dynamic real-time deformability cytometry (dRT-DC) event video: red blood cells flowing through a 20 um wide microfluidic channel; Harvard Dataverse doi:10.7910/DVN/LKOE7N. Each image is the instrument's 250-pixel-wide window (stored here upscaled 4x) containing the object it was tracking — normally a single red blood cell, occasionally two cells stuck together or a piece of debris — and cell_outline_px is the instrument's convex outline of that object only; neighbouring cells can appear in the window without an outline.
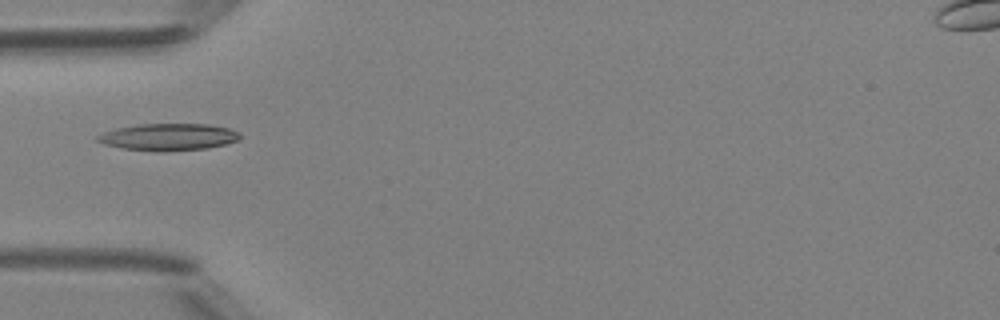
{"species": "Egyptian fruit bat (a non-hibernating species)", "species_latin": "Rousettus aegyptiacus", "temperature_condition": "room temperature", "stored_images_in_passage": 34, "camera_frame_rate_fps": 3000, "um_per_image_px": 0.085, "animal": {"sex": "female"}, "frame": {"image": 1, "passage_image": 1, "time_ms": 0.0, "image_size_px": [1000, 320], "cell_outline_px": [[240, 136], [236, 140], [224, 144], [208, 148], [164, 152], [120, 148], [104, 144], [96, 140], [96, 136], [104, 132], [116, 128], [136, 124], [208, 124], [228, 128], [240, 132]], "centroid_in_image_um": [14.28, 11.64], "position_along_channel_um": 70.7, "area_um2": 22.43}}
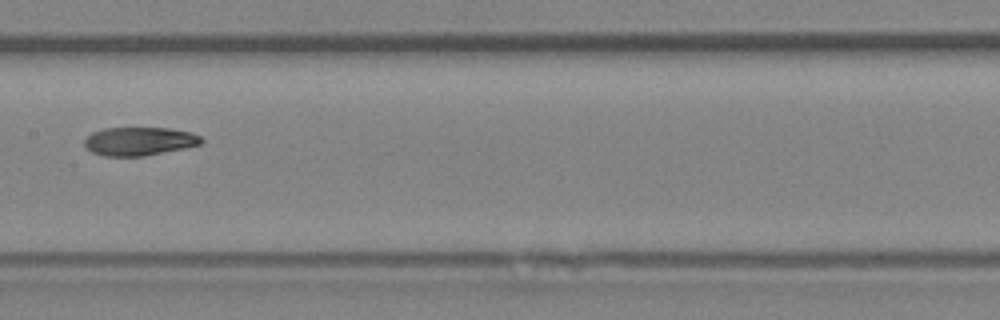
{"frame": {"image": 2, "passage_image": 10, "time_ms": 3.0, "image_size_px": [1000, 320], "cell_outline_px": [[204, 140], [200, 144], [184, 148], [144, 156], [104, 156], [92, 152], [84, 144], [84, 140], [92, 132], [104, 128], [168, 128], [192, 132], [200, 136]], "centroid_in_image_um": [11.84, 12.0], "position_along_channel_um": 195.6, "area_um2": 19.31}}
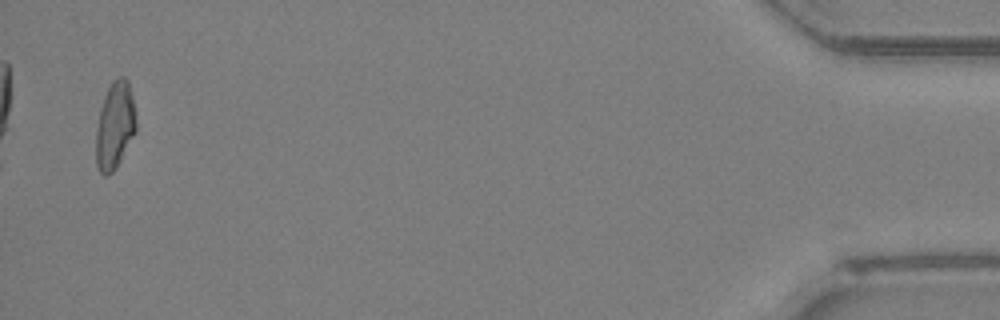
{"frame": {"image": 3, "passage_image": 33, "time_ms": 10.667, "image_size_px": [1000, 320], "cell_outline_px": [[136, 132], [116, 168], [108, 176], [104, 176], [100, 172], [96, 164], [96, 128], [100, 108], [104, 96], [112, 80], [116, 76], [124, 76], [128, 80], [132, 96], [136, 116]], "centroid_in_image_um": [9.77, 10.66], "position_along_channel_um": 425.4, "area_um2": 20.63}, "authors_computed_cell_mechanics": {"area_um2": 19.9988, "velocity_mm_per_s": 4.1771, "shape_relaxation_time_tau1_ms": null, "shape_relaxation_time_tau2_ms": 3.5978, "deformation_change_tau1": null, "deformation_change_tau2": 0.1063}}